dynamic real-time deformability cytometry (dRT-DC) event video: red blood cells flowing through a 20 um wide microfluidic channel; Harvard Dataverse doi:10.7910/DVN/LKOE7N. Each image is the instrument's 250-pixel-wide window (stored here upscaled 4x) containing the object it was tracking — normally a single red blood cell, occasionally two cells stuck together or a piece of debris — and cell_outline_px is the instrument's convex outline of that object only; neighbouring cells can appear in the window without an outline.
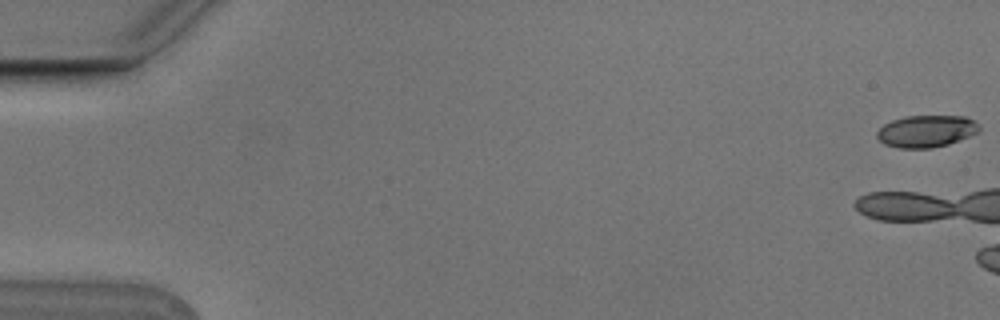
{"species": "Egyptian fruit bat (a non-hibernating species)", "species_latin": "Rousettus aegyptiacus", "temperature_condition": "cold", "stored_images_in_passage": 7, "camera_frame_rate_fps": 3000, "um_per_image_px": 0.085, "animal": {"sex": "male"}, "frame": {"image": 1, "passage_image": 1, "time_ms": 0.0, "image_size_px": [1000, 320], "cell_outline_px": [[980, 132], [948, 144], [932, 148], [900, 148], [884, 144], [876, 136], [876, 132], [884, 124], [892, 120], [904, 116], [964, 116], [972, 120], [980, 128]], "centroid_in_image_um": [78.72, 11.15], "position_along_channel_um": 6.3, "area_um2": 19.02}}